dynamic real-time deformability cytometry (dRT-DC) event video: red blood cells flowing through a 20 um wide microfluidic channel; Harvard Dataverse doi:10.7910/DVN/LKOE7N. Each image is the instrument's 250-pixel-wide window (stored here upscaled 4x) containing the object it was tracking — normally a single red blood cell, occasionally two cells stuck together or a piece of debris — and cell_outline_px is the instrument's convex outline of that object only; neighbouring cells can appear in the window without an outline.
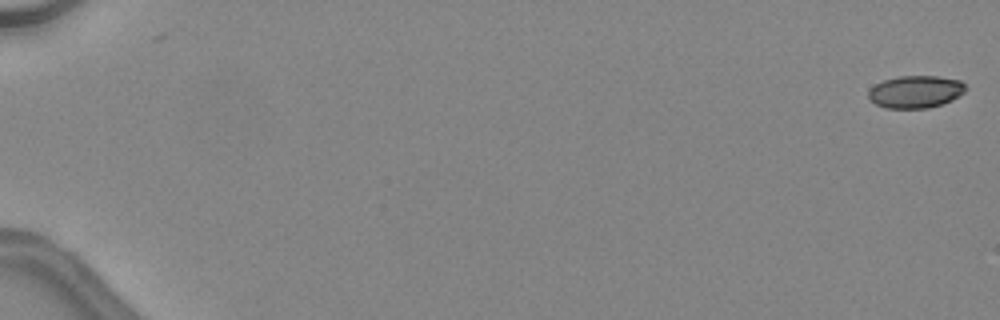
{"species": "common noctule bat (a hibernating species)", "species_latin": "Nyctalus noctula", "temperature_condition": "warm", "stored_images_in_passage": 8, "camera_frame_rate_fps": 3000, "um_per_image_px": 0.085, "animal": {"sex": "female", "body_mass_g": 24.6, "forearm_length_mm": 56.2}, "frame": {"image": 1, "passage_image": 1, "time_ms": 0.0, "image_size_px": [1000, 320], "cell_outline_px": [[964, 92], [952, 100], [928, 108], [884, 108], [868, 100], [868, 92], [876, 84], [884, 80], [900, 76], [936, 76], [960, 80], [964, 84]], "centroid_in_image_um": [77.79, 7.8], "position_along_channel_um": 7.2, "area_um2": 18.21}}